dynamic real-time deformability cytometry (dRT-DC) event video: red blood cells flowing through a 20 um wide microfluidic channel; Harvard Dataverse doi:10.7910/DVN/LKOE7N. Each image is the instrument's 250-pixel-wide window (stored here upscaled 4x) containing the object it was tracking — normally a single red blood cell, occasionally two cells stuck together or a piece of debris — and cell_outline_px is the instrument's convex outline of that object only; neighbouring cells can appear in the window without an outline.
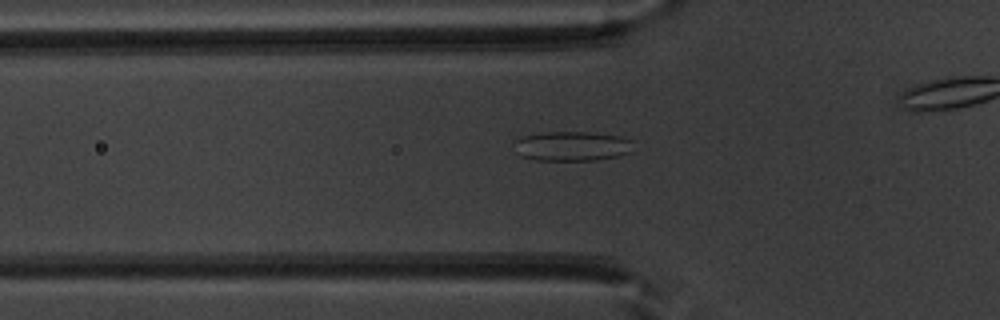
{"species": "common noctule bat (a hibernating species)", "species_latin": "Nyctalus noctula", "temperature_condition": "warm", "stored_images_in_passage": 43, "segment_of_instrument_passage": [1, 2], "camera_frame_rate_fps": 3000, "um_per_image_px": 0.085, "animal": {"sex": "male", "body_mass_g": 20.1, "forearm_length_mm": 53.5}, "frame": {"image": 1, "passage_image": 18, "time_ms": 5.667, "image_size_px": [1000, 320], "cell_outline_px": [[632, 152], [616, 156], [596, 160], [536, 160], [520, 156], [516, 152], [512, 144], [512, 140], [520, 136], [544, 132], [588, 132], [620, 136], [632, 140]], "centroid_in_image_um": [48.55, 12.41], "position_along_channel_um": 77.3, "area_um2": 20.87}}
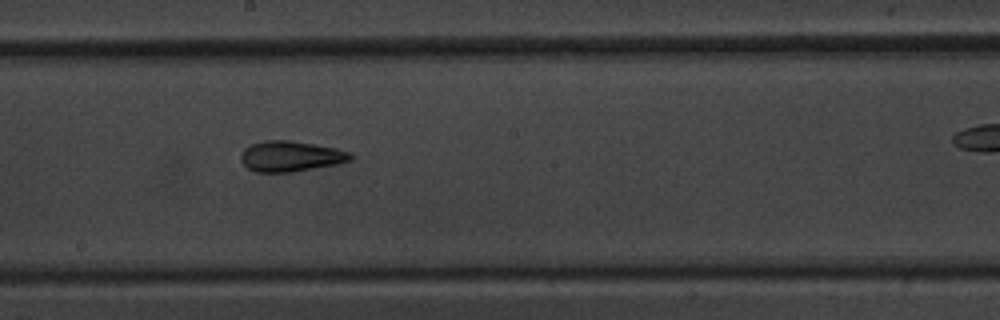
{"frame": {"image": 2, "passage_image": 29, "time_ms": 9.333, "image_size_px": [1000, 320], "cell_outline_px": [[352, 160], [336, 164], [292, 172], [256, 172], [248, 168], [240, 160], [240, 156], [244, 148], [252, 144], [264, 140], [288, 140], [336, 148], [348, 152], [352, 156]], "centroid_in_image_um": [24.67, 13.28], "position_along_channel_um": 223.5, "area_um2": 19.36}}
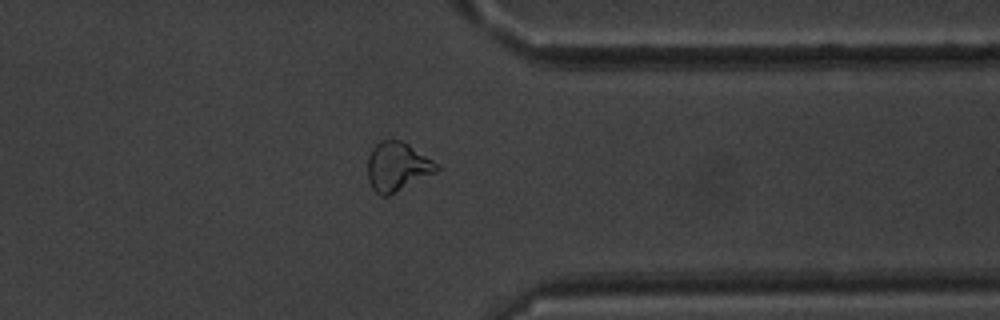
{"frame": {"image": 3, "passage_image": 41, "time_ms": 13.333, "image_size_px": [1000, 320], "cell_outline_px": [[440, 168], [436, 172], [388, 196], [380, 196], [372, 188], [368, 180], [368, 156], [372, 148], [380, 140], [392, 136], [408, 144], [440, 164]], "centroid_in_image_um": [33.76, 14.13], "position_along_channel_um": 377.6, "area_um2": 20.0}}